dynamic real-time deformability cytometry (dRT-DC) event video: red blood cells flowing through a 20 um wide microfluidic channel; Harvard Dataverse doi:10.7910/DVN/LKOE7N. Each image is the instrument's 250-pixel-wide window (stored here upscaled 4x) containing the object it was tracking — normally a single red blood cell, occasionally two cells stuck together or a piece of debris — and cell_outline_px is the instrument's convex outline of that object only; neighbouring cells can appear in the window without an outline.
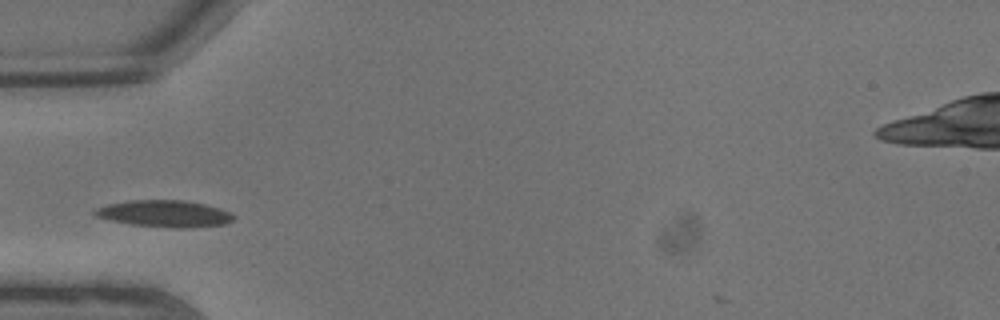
{"species": "common noctule bat (a hibernating species)", "species_latin": "Nyctalus noctula", "temperature_condition": "warm", "stored_images_in_passage": 5, "camera_frame_rate_fps": 3000, "um_per_image_px": 0.085, "animal": {"sex": "male", "body_mass_g": 13.3}, "frame": {"image": 1, "passage_image": 3, "time_ms": 0.667, "image_size_px": [1000, 320], "cell_outline_px": [[236, 216], [232, 220], [224, 224], [188, 228], [172, 228], [132, 224], [108, 220], [96, 216], [92, 212], [96, 208], [108, 204], [128, 200], [184, 200], [204, 204], [220, 208]], "centroid_in_image_um": [13.97, 18.16], "position_along_channel_um": 71.0, "area_um2": 21.62}}
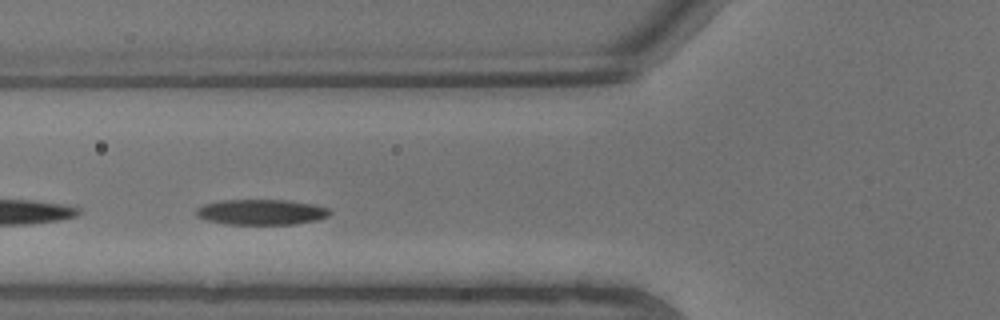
{"frame": {"image": 2, "passage_image": 4, "time_ms": 1.0, "image_size_px": [1000, 320], "cell_outline_px": [[332, 212], [328, 216], [316, 220], [292, 224], [224, 224], [208, 220], [196, 216], [196, 208], [204, 204], [224, 200], [288, 200], [312, 204], [328, 208]], "centroid_in_image_um": [22.2, 18.02], "position_along_channel_um": 103.6, "area_um2": 19.71}}